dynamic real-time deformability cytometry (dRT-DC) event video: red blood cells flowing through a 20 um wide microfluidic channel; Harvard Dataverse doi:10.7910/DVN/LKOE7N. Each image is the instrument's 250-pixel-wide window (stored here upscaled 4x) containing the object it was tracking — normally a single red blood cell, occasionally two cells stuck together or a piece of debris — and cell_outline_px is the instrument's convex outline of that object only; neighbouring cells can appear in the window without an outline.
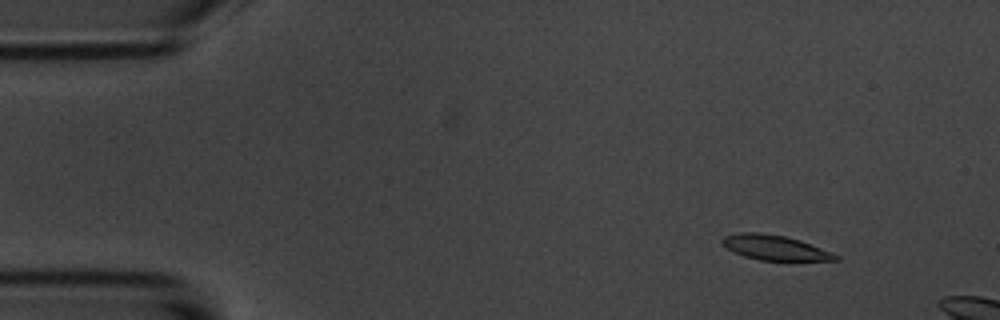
{"species": "common noctule bat (a hibernating species)", "species_latin": "Nyctalus noctula", "temperature_condition": "room temperature", "stored_images_in_passage": 6, "camera_frame_rate_fps": 3000, "um_per_image_px": 0.085, "animal": {"sex": "male", "body_mass_g": 20.1, "forearm_length_mm": 53.5}, "frame": {"image": 1, "passage_image": 1, "time_ms": 0.0, "image_size_px": [1000, 320], "cell_outline_px": [[840, 260], [760, 260], [744, 256], [720, 244], [720, 240], [724, 236], [740, 232], [760, 232], [784, 236], [800, 240], [832, 252], [840, 256]], "centroid_in_image_um": [65.85, 21.04], "position_along_channel_um": 19.1, "area_um2": 16.36}}